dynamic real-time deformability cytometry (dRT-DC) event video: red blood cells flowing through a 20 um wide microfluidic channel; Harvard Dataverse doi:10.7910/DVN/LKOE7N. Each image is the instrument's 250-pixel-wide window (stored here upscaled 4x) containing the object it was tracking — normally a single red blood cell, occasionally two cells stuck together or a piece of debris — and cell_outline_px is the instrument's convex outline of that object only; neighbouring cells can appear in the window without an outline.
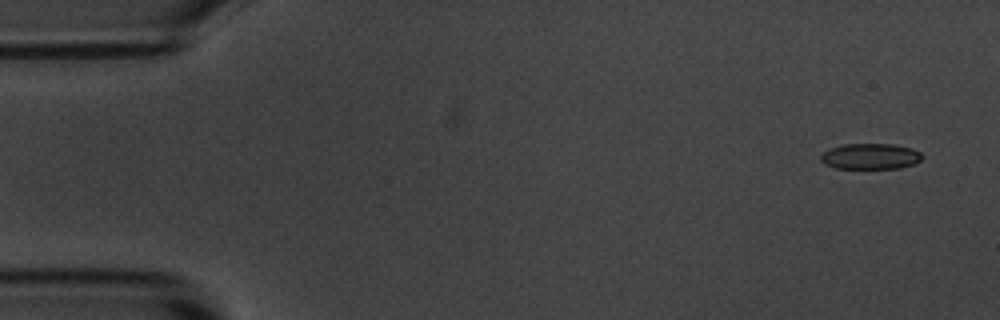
{"species": "common noctule bat (a hibernating species)", "species_latin": "Nyctalus noctula", "temperature_condition": "room temperature", "stored_images_in_passage": 9, "camera_frame_rate_fps": 3000, "um_per_image_px": 0.085, "animal": {"sex": "male", "body_mass_g": 20.1, "forearm_length_mm": 53.5}, "frame": {"image": 1, "passage_image": 1, "time_ms": 0.0, "image_size_px": [1000, 320], "cell_outline_px": [[924, 156], [920, 160], [912, 164], [900, 168], [836, 168], [824, 164], [820, 160], [820, 156], [828, 148], [844, 144], [892, 144], [912, 148], [920, 152]], "centroid_in_image_um": [73.96, 13.28], "position_along_channel_um": 11.0, "area_um2": 15.26}}
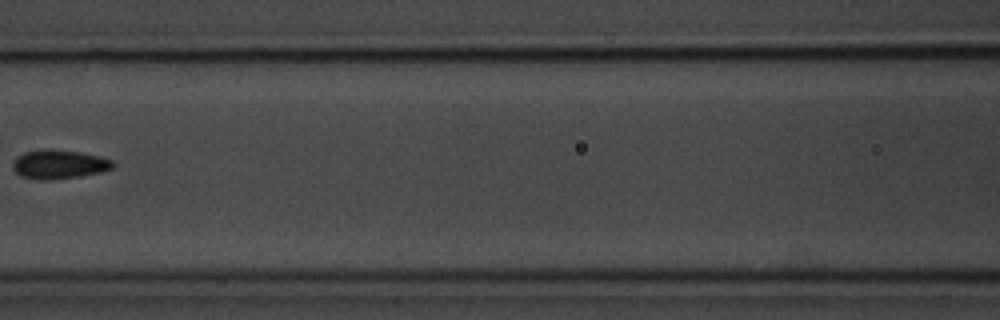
{"frame": {"image": 2, "passage_image": 7, "time_ms": 7.333, "image_size_px": [1000, 320], "cell_outline_px": [[116, 164], [112, 168], [100, 172], [80, 176], [52, 180], [36, 180], [20, 176], [12, 168], [12, 160], [16, 156], [24, 152], [44, 148], [80, 152], [100, 156], [112, 160]], "centroid_in_image_um": [4.97, 13.96], "position_along_channel_um": 161.6, "area_um2": 17.22}}
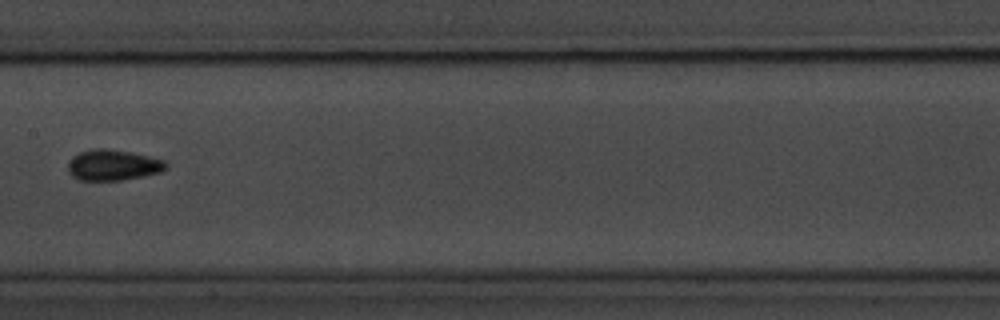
{"frame": {"image": 3, "passage_image": 8, "time_ms": 8.333, "image_size_px": [1000, 320], "cell_outline_px": [[168, 168], [160, 172], [144, 176], [120, 180], [80, 180], [72, 176], [68, 172], [68, 160], [72, 156], [80, 152], [92, 148], [104, 148], [128, 152], [148, 156], [164, 160], [168, 164]], "centroid_in_image_um": [9.59, 14.03], "position_along_channel_um": 197.8, "area_um2": 17.63}}